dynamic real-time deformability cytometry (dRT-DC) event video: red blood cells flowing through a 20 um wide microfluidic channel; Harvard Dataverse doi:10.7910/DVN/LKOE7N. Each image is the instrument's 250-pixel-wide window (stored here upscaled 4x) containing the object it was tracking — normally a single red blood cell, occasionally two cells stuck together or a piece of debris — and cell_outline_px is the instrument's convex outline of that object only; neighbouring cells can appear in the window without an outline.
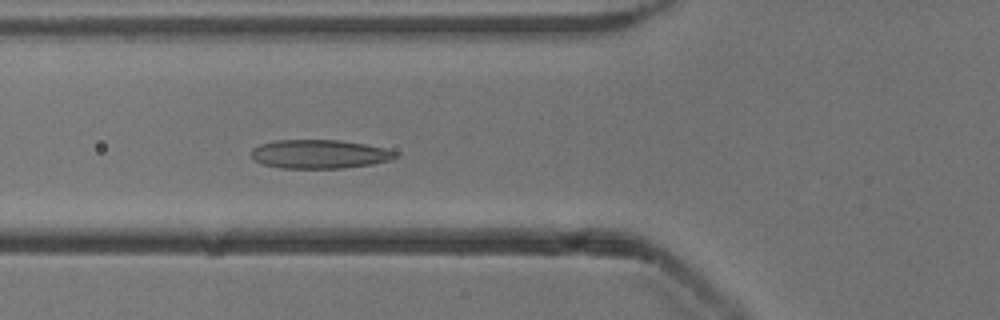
{"species": "common noctule bat (a hibernating species)", "species_latin": "Nyctalus noctula", "temperature_condition": "cold", "stored_images_in_passage": 14, "camera_frame_rate_fps": 3000, "um_per_image_px": 0.085, "animal": {"sex": "male", "body_mass_g": 13.3}, "frame": {"image": 1, "passage_image": 10, "time_ms": 3.0, "image_size_px": [1000, 320], "cell_outline_px": [[400, 156], [392, 160], [372, 164], [340, 168], [280, 168], [264, 164], [252, 160], [252, 148], [260, 144], [276, 140], [340, 140], [364, 144], [384, 148], [400, 152]], "centroid_in_image_um": [27.19, 13.1], "position_along_channel_um": 98.6, "area_um2": 24.33}}